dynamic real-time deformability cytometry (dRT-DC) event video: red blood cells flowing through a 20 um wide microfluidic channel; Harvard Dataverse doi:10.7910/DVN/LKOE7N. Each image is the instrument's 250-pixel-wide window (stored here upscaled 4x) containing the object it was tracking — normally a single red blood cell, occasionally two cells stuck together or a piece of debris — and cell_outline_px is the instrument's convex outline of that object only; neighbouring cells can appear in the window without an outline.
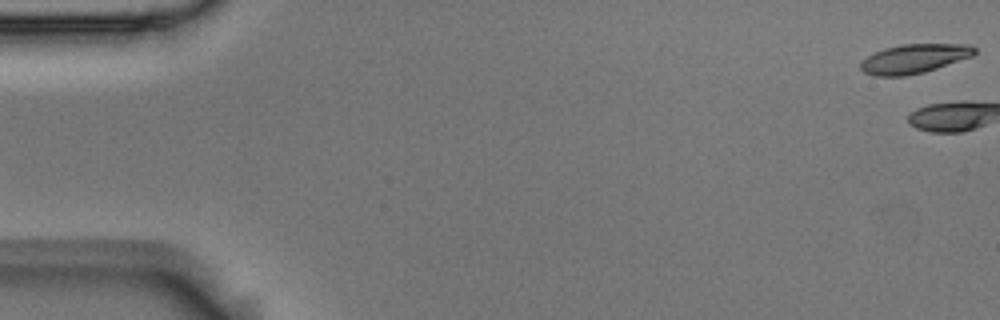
{"species": "Egyptian fruit bat (a non-hibernating species)", "species_latin": "Rousettus aegyptiacus", "temperature_condition": "room temperature", "stored_images_in_passage": 3, "camera_frame_rate_fps": 3000, "um_per_image_px": 0.085, "animal": {"sex": "male"}, "frame": {"image": 1, "passage_image": 1, "time_ms": 0.0, "image_size_px": [1000, 320], "cell_outline_px": [[976, 52], [972, 56], [924, 72], [904, 76], [876, 76], [864, 72], [860, 68], [860, 60], [884, 48], [900, 44], [968, 44], [976, 48]], "centroid_in_image_um": [77.68, 4.98], "position_along_channel_um": 7.3, "area_um2": 19.31}}